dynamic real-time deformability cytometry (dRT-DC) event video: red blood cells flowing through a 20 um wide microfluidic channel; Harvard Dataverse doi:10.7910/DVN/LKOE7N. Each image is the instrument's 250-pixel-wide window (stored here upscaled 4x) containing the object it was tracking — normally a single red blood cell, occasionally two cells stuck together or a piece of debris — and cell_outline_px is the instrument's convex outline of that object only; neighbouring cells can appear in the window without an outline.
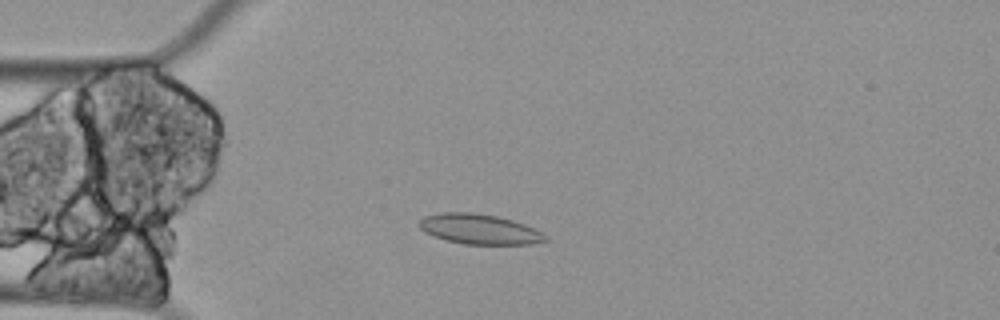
{"species": "Egyptian fruit bat (a non-hibernating species)", "species_latin": "Rousettus aegyptiacus", "temperature_condition": "cold", "stored_images_in_passage": 60, "camera_frame_rate_fps": 3000, "um_per_image_px": 0.085, "animal": {"sex": "female"}, "frame": {"image": 1, "passage_image": 15, "time_ms": 4.667, "image_size_px": [1000, 320], "cell_outline_px": [[548, 240], [532, 244], [464, 244], [448, 240], [424, 232], [416, 224], [424, 216], [440, 212], [472, 212], [496, 216], [512, 220], [524, 224], [548, 236]], "centroid_in_image_um": [40.72, 19.47], "position_along_channel_um": 44.3, "area_um2": 22.02}}
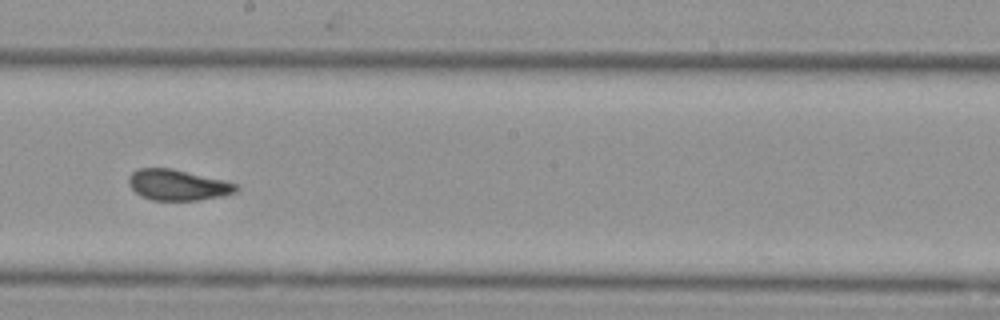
{"frame": {"image": 2, "passage_image": 33, "time_ms": 10.667, "image_size_px": [1000, 320], "cell_outline_px": [[240, 188], [236, 192], [220, 196], [196, 200], [152, 200], [140, 196], [128, 184], [128, 176], [132, 172], [140, 168], [172, 168], [236, 184]], "centroid_in_image_um": [15.05, 15.72], "position_along_channel_um": 233.1, "area_um2": 19.02}}
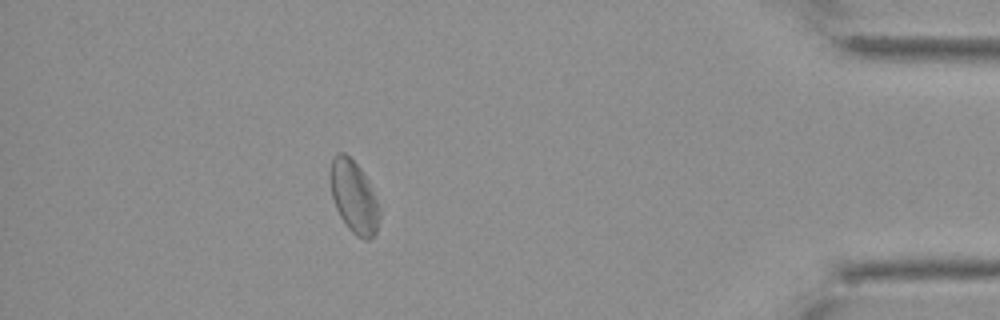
{"frame": {"image": 3, "passage_image": 53, "time_ms": 17.333, "image_size_px": [1000, 320], "cell_outline_px": [[380, 220], [376, 232], [368, 240], [364, 240], [356, 236], [348, 228], [340, 216], [336, 208], [332, 196], [328, 172], [332, 160], [336, 152], [344, 152], [360, 168], [368, 180], [380, 208]], "centroid_in_image_um": [30.07, 16.73], "position_along_channel_um": 405.1, "area_um2": 20.92}, "authors_computed_cell_mechanics": {"area_um2": 20.9814, "velocity_mm_per_s": 3.278, "shape_relaxation_time_tau1_ms": 0.1106, "shape_relaxation_time_tau2_ms": 3.0404, "deformation_change_tau1": null, "deformation_change_tau2": 0.0815}}